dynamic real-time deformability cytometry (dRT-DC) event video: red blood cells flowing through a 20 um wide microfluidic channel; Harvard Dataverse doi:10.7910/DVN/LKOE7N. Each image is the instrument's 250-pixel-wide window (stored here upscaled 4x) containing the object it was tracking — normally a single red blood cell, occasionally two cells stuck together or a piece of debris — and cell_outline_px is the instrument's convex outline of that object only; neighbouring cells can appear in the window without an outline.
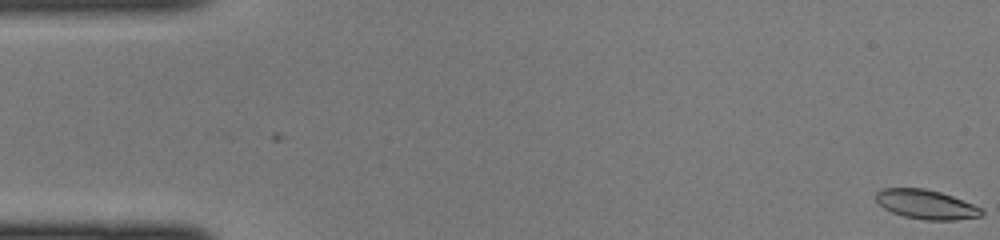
{"species": "common noctule bat (a hibernating species)", "species_latin": "Nyctalus noctula", "temperature_condition": "cold", "stored_images_in_passage": 45, "camera_frame_rate_fps": 3000, "um_per_image_px": 0.085, "animal": {"sex": "female", "body_mass_g": 22.0, "forearm_length_mm": 56.7}, "frame": {"image": 1, "passage_image": 1, "time_ms": 0.0, "image_size_px": [1000, 240], "cell_outline_px": [[984, 216], [956, 220], [924, 220], [904, 216], [892, 212], [884, 208], [876, 200], [876, 192], [880, 188], [924, 188], [940, 192], [952, 196], [972, 204], [980, 208], [984, 212]], "centroid_in_image_um": [78.72, 17.38], "position_along_channel_um": 6.3, "area_um2": 18.03}}